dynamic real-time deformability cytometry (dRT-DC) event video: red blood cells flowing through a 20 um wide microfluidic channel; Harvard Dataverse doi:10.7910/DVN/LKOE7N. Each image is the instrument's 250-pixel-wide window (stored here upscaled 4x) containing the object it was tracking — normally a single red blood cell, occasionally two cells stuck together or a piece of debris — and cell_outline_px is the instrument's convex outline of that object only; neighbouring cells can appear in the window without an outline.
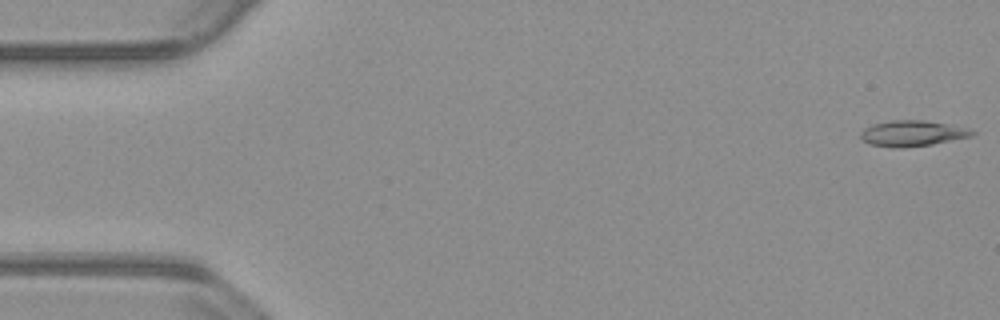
{"species": "common noctule bat (a hibernating species)", "species_latin": "Nyctalus noctula", "temperature_condition": "warm", "stored_images_in_passage": 15, "camera_frame_rate_fps": 3000, "um_per_image_px": 0.085, "animal": {"sex": "male", "body_mass_g": 23.1, "forearm_length_mm": 52.7}, "frame": {"image": 1, "passage_image": 1, "time_ms": 0.0, "image_size_px": [1000, 320], "cell_outline_px": [[976, 132], [972, 136], [932, 144], [904, 148], [892, 148], [868, 144], [860, 136], [860, 132], [864, 128], [872, 124], [892, 120], [924, 120], [968, 128]], "centroid_in_image_um": [77.51, 11.34], "position_along_channel_um": 7.5, "area_um2": 16.76}}
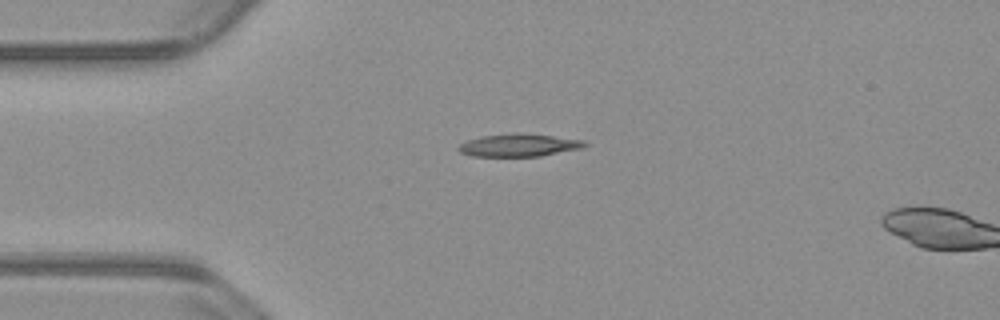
{"frame": {"image": 2, "passage_image": 13, "time_ms": 4.0, "image_size_px": [1000, 320], "cell_outline_px": [[588, 144], [584, 148], [540, 156], [472, 156], [460, 152], [456, 148], [460, 144], [468, 140], [480, 136], [516, 132], [520, 132], [584, 140]], "centroid_in_image_um": [44.11, 12.33], "position_along_channel_um": 40.9, "area_um2": 16.82}}